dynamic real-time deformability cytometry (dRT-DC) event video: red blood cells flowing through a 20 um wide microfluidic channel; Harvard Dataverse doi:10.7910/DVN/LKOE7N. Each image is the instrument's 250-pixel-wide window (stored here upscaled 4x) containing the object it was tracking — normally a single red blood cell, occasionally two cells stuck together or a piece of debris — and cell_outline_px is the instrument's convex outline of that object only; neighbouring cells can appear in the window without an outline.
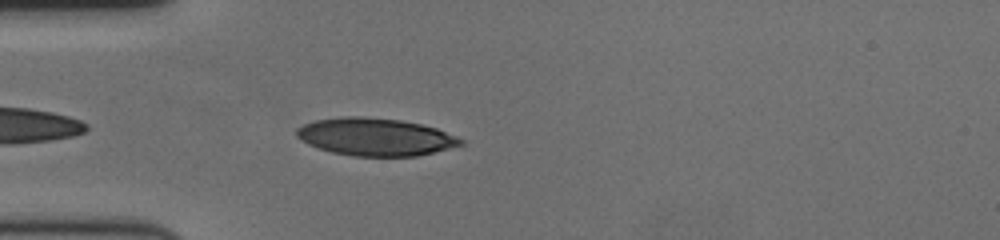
{"species": "human", "species_latin": "Homo sapiens", "temperature_condition": "cold", "stored_images_in_passage": 29, "camera_frame_rate_fps": 3000, "um_per_image_px": 0.085, "donor": {"sex": "female"}, "frame": {"image": 1, "passage_image": 3, "time_ms": 0.667, "image_size_px": [1000, 240], "cell_outline_px": [[464, 144], [416, 156], [352, 156], [332, 152], [308, 144], [296, 136], [296, 128], [304, 124], [316, 120], [340, 116], [360, 116], [400, 120], [420, 124], [436, 128], [456, 136], [464, 140]], "centroid_in_image_um": [31.88, 11.63], "position_along_channel_um": 53.1, "area_um2": 35.78}}
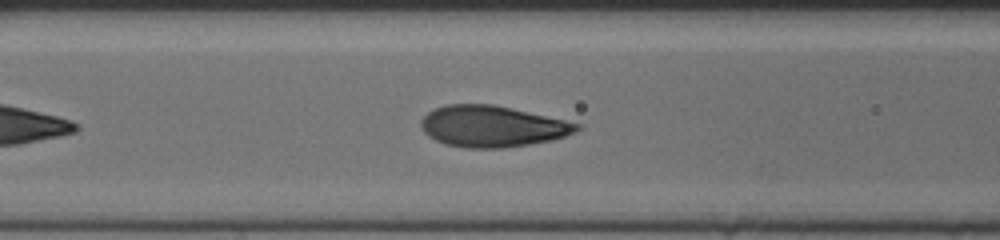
{"frame": {"image": 2, "passage_image": 10, "time_ms": 3.0, "image_size_px": [1000, 240], "cell_outline_px": [[584, 124], [576, 132], [552, 140], [504, 148], [468, 148], [444, 144], [428, 136], [424, 132], [420, 124], [420, 120], [428, 112], [436, 108], [448, 104], [492, 104]], "centroid_in_image_um": [41.84, 10.74], "position_along_channel_um": 124.8, "area_um2": 37.4}}
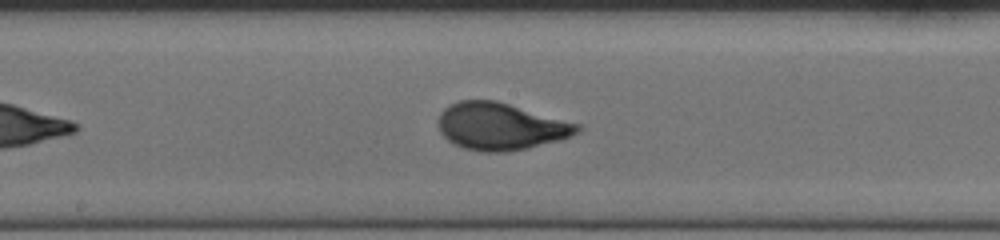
{"frame": {"image": 3, "passage_image": 17, "time_ms": 5.333, "image_size_px": [1000, 240], "cell_outline_px": [[584, 128], [580, 132], [560, 140], [528, 148], [508, 152], [480, 152], [464, 148], [452, 144], [440, 132], [436, 120], [440, 112], [448, 104], [460, 100], [496, 100], [580, 124]], "centroid_in_image_um": [42.53, 10.74], "position_along_channel_um": 205.7, "area_um2": 38.67}}